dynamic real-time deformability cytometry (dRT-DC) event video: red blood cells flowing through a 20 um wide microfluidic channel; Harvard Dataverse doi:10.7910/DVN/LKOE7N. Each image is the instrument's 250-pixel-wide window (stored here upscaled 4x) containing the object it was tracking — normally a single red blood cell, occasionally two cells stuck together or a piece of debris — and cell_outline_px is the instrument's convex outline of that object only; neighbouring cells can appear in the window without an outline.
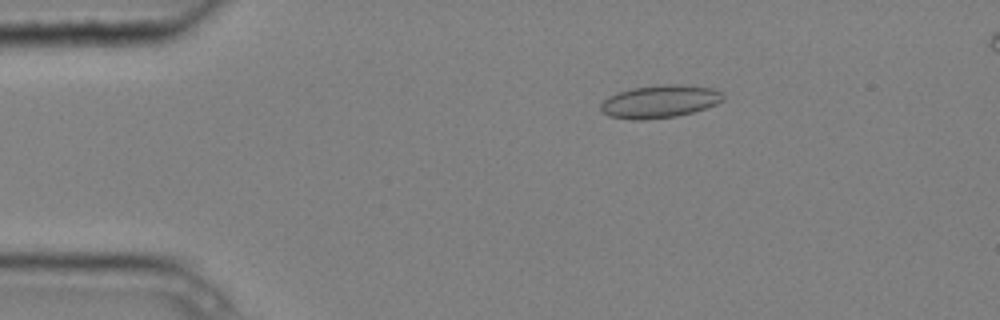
{"species": "common noctule bat (a hibernating species)", "species_latin": "Nyctalus noctula", "temperature_condition": "cold", "stored_images_in_passage": 6, "camera_frame_rate_fps": 3000, "um_per_image_px": 0.085, "animal": {"sex": "male", "body_mass_g": 20.4}, "frame": {"image": 1, "passage_image": 3, "time_ms": 0.667, "image_size_px": [1000, 320], "cell_outline_px": [[724, 100], [716, 104], [692, 112], [676, 116], [644, 120], [636, 120], [608, 116], [600, 108], [600, 104], [608, 96], [632, 88], [664, 84], [680, 84], [716, 88], [724, 92]], "centroid_in_image_um": [56.12, 8.61], "position_along_channel_um": 28.9, "area_um2": 23.47}}
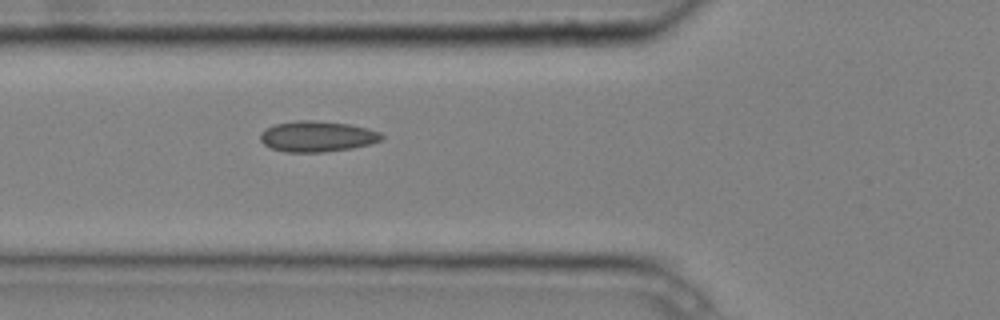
{"frame": {"image": 2, "passage_image": 6, "time_ms": 1.667, "image_size_px": [1000, 320], "cell_outline_px": [[384, 140], [372, 144], [352, 148], [324, 152], [284, 152], [272, 148], [264, 144], [260, 140], [260, 132], [276, 124], [296, 120], [316, 120], [348, 124], [368, 128], [380, 132], [384, 136]], "centroid_in_image_um": [27.0, 11.6], "position_along_channel_um": 98.8, "area_um2": 21.91}}